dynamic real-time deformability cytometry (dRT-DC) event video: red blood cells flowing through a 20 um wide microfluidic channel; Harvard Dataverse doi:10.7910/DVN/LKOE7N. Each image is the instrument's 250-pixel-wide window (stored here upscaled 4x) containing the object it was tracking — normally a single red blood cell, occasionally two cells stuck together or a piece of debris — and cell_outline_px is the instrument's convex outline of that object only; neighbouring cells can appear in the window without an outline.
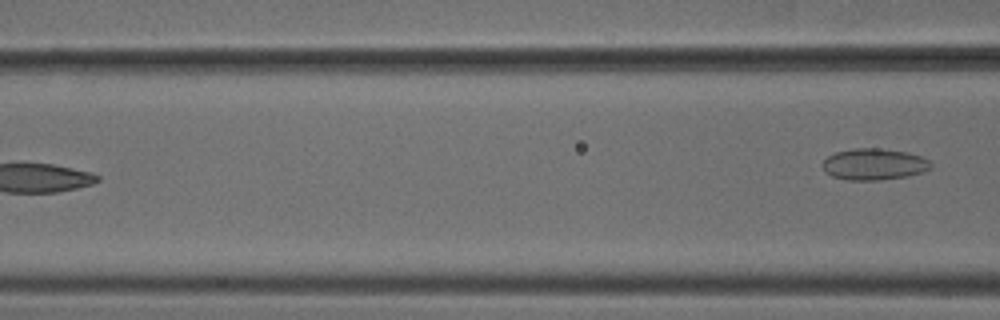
{"species": "common noctule bat (a hibernating species)", "species_latin": "Nyctalus noctula", "temperature_condition": "cold", "stored_images_in_passage": 7, "camera_frame_rate_fps": 3000, "um_per_image_px": 0.085, "animal": {"sex": "male", "body_mass_g": 18.8}, "frame": {"image": 1, "passage_image": 7, "time_ms": 2.0, "image_size_px": [1000, 320], "cell_outline_px": [[932, 168], [924, 172], [908, 176], [880, 180], [848, 180], [832, 176], [824, 172], [820, 164], [828, 156], [836, 152], [852, 148], [876, 148], [908, 152], [920, 156], [928, 160], [932, 164]], "centroid_in_image_um": [74.28, 13.96], "position_along_channel_um": 92.3, "area_um2": 20.06}}